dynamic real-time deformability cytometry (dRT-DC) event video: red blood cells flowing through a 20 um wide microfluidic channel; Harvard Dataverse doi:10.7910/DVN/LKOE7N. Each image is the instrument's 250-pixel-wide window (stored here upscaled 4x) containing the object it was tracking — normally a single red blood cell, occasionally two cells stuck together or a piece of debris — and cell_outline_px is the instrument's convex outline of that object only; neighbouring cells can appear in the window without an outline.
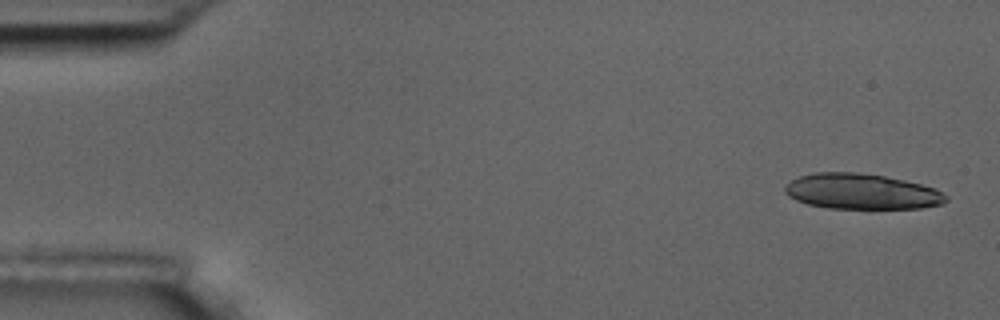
{"species": "common noctule bat (a hibernating species)", "species_latin": "Nyctalus noctula", "temperature_condition": "room temperature", "stored_images_in_passage": 7, "camera_frame_rate_fps": 3000, "um_per_image_px": 0.085, "animal": {"sex": "male", "body_mass_g": 17.5, "forearm_length_mm": 52.3}, "frame": {"image": 1, "passage_image": 1, "time_ms": 0.0, "image_size_px": [1000, 320], "cell_outline_px": [[948, 200], [944, 204], [920, 208], [828, 208], [808, 204], [796, 200], [788, 196], [784, 192], [784, 188], [792, 180], [800, 176], [816, 172], [856, 172], [884, 176], [904, 180], [936, 188], [948, 196]], "centroid_in_image_um": [73.26, 16.28], "position_along_channel_um": 11.7, "area_um2": 33.29}}